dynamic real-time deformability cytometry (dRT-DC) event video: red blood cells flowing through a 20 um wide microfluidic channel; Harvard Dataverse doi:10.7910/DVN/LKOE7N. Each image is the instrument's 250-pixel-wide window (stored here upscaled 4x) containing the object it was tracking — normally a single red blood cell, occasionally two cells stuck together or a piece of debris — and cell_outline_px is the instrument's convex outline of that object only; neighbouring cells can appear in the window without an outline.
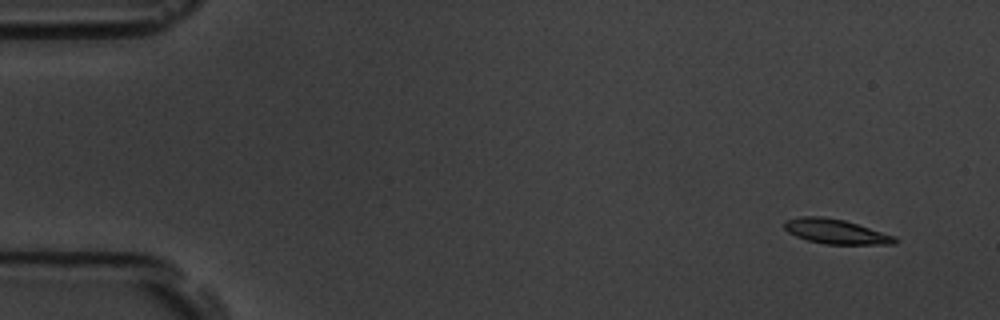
{"species": "common noctule bat (a hibernating species)", "species_latin": "Nyctalus noctula", "temperature_condition": "room temperature", "stored_images_in_passage": 17, "segment_of_instrument_passage": [1, 2], "camera_frame_rate_fps": 3000, "um_per_image_px": 0.085, "animal": {"sex": "male", "body_mass_g": 19.5, "forearm_length_mm": 54.6}, "frame": {"image": 1, "passage_image": 2, "time_ms": 1.0, "image_size_px": [1000, 320], "cell_outline_px": [[900, 240], [896, 244], [824, 244], [808, 240], [796, 236], [788, 232], [784, 228], [784, 220], [800, 216], [824, 216], [844, 220], [896, 236]], "centroid_in_image_um": [71.05, 19.67], "position_along_channel_um": 14.0, "area_um2": 16.01}}
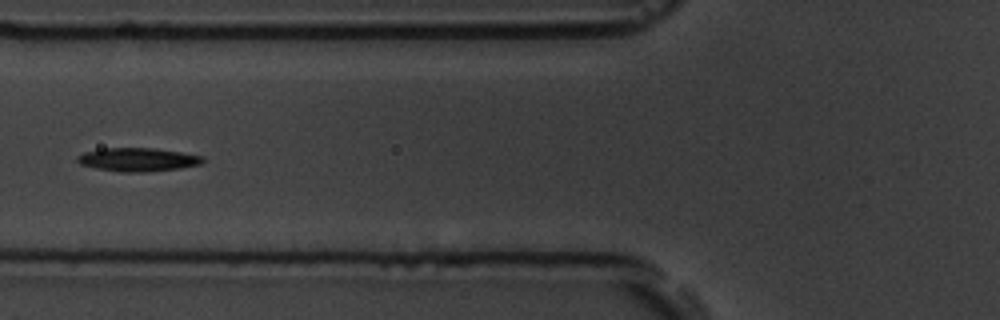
{"frame": {"image": 2, "passage_image": 7, "time_ms": 7.0, "image_size_px": [1000, 320], "cell_outline_px": [[204, 160], [200, 164], [180, 168], [144, 172], [120, 172], [96, 168], [80, 164], [76, 160], [76, 156], [84, 152], [104, 148], [152, 148], [180, 152], [204, 156]], "centroid_in_image_um": [11.69, 13.56], "position_along_channel_um": 114.1, "area_um2": 17.11}}
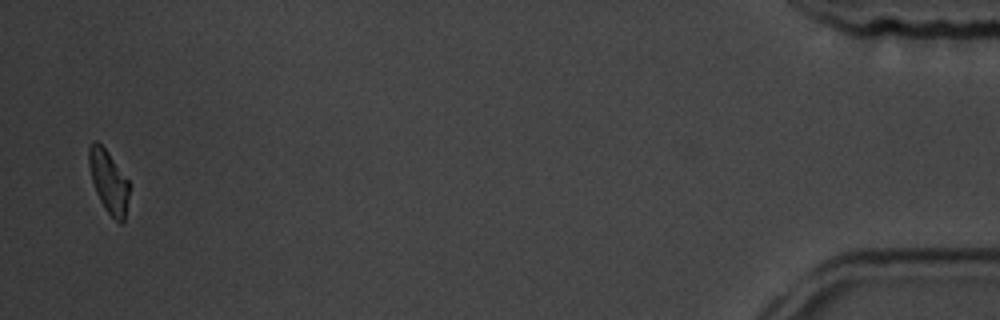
{"frame": {"image": 3, "passage_image": 16, "time_ms": 18.0, "image_size_px": [1000, 320], "cell_outline_px": [[128, 196], [124, 224], [120, 224], [104, 208], [96, 192], [92, 180], [88, 164], [88, 148], [92, 140], [96, 140], [108, 152], [128, 180]], "centroid_in_image_um": [9.21, 15.42], "position_along_channel_um": 426.0, "area_um2": 14.57}}